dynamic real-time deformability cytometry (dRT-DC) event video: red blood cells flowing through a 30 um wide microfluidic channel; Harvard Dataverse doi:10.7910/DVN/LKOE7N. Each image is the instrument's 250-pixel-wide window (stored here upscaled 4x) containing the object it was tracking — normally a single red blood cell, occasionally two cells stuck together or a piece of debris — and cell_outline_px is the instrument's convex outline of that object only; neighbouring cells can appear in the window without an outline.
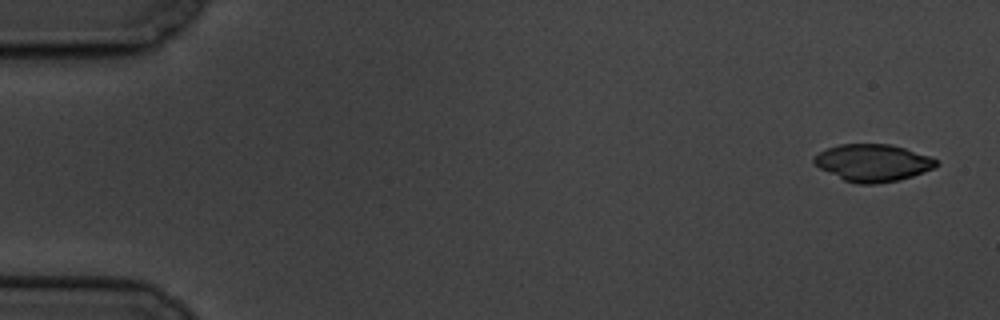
{"species": "common noctule bat (a hibernating species)", "species_latin": "Nyctalus noctula", "temperature_condition": "cold", "stored_images_in_passage": 5, "camera_frame_rate_fps": 3000, "um_per_image_px": 0.085, "animal": {"sex": "male", "body_mass_g": 19.5, "forearm_length_mm": 54.6}, "frame": {"image": 1, "passage_image": 1, "time_ms": 0.0, "image_size_px": [1000, 320], "cell_outline_px": [[940, 164], [936, 168], [912, 176], [896, 180], [876, 184], [856, 184], [844, 180], [820, 168], [812, 160], [820, 152], [828, 148], [840, 144], [888, 144], [904, 148], [940, 160]], "centroid_in_image_um": [74.23, 13.84], "position_along_channel_um": 10.8, "area_um2": 26.3}}